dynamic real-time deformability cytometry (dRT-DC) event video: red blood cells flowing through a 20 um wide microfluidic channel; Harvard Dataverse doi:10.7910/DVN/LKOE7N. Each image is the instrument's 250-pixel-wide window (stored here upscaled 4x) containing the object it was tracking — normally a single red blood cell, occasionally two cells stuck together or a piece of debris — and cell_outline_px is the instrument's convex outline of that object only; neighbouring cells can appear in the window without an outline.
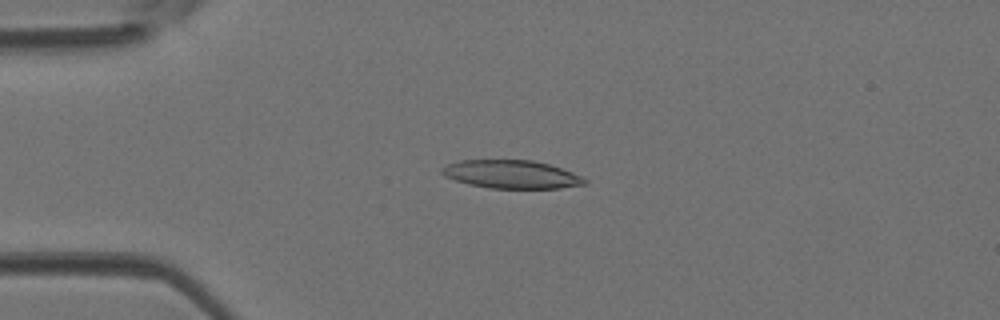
{"species": "Egyptian fruit bat (a non-hibernating species)", "species_latin": "Rousettus aegyptiacus", "temperature_condition": "room temperature", "stored_images_in_passage": 44, "camera_frame_rate_fps": 3000, "um_per_image_px": 0.085, "animal": {"sex": "female"}, "frame": {"image": 1, "passage_image": 11, "time_ms": 3.333, "image_size_px": [1000, 320], "cell_outline_px": [[588, 184], [560, 188], [488, 188], [468, 184], [444, 176], [440, 172], [440, 168], [448, 164], [460, 160], [532, 160], [548, 164], [572, 172], [588, 180]], "centroid_in_image_um": [43.46, 14.82], "position_along_channel_um": 41.5, "area_um2": 23.47}}
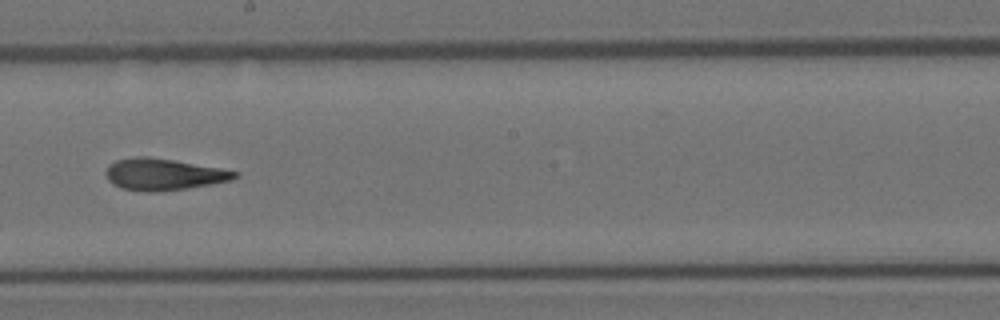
{"frame": {"image": 2, "passage_image": 25, "time_ms": 8.0, "image_size_px": [1000, 320], "cell_outline_px": [[240, 176], [232, 180], [188, 188], [156, 192], [152, 192], [120, 188], [112, 184], [108, 180], [104, 172], [108, 164], [116, 160], [136, 156], [148, 156], [220, 168], [240, 172]], "centroid_in_image_um": [13.88, 14.82], "position_along_channel_um": 234.3, "area_um2": 23.87}}
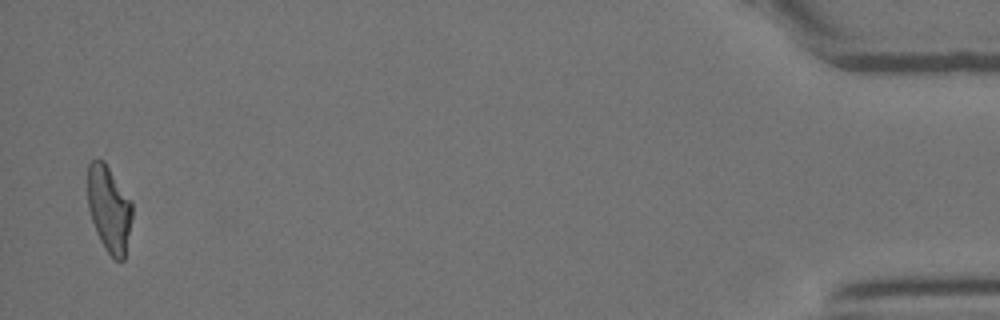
{"frame": {"image": 3, "passage_image": 43, "time_ms": 14.0, "image_size_px": [1000, 320], "cell_outline_px": [[132, 216], [124, 260], [116, 260], [104, 248], [96, 232], [88, 208], [88, 164], [92, 160], [104, 160], [132, 200]], "centroid_in_image_um": [9.28, 17.73], "position_along_channel_um": 425.9, "area_um2": 22.43}}